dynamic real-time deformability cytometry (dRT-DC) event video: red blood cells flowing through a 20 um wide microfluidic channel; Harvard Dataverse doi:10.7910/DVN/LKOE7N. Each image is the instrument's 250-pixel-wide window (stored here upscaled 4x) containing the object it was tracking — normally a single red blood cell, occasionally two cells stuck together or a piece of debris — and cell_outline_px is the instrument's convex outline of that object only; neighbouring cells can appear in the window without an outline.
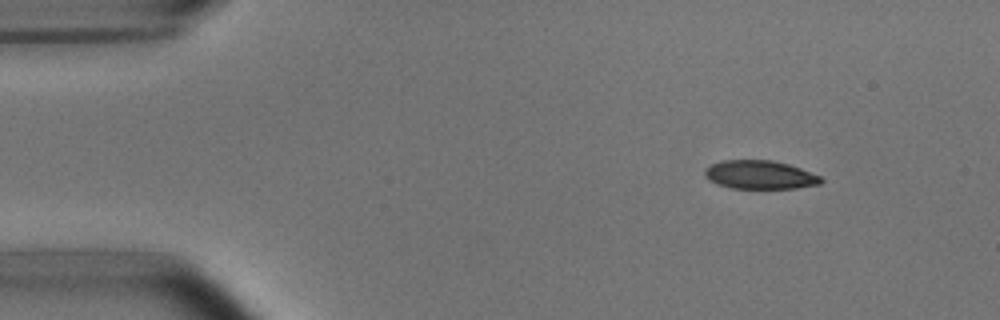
{"species": "common noctule bat (a hibernating species)", "species_latin": "Nyctalus noctula", "temperature_condition": "room temperature", "stored_images_in_passage": 5, "camera_frame_rate_fps": 3000, "um_per_image_px": 0.085, "animal": {"sex": "male", "body_mass_g": 15.6}, "frame": {"image": 1, "passage_image": 1, "time_ms": 0.0, "image_size_px": [1000, 320], "cell_outline_px": [[824, 180], [820, 184], [796, 188], [732, 188], [716, 184], [708, 180], [704, 176], [704, 168], [712, 164], [724, 160], [772, 160], [788, 164], [800, 168], [820, 176]], "centroid_in_image_um": [64.56, 14.86], "position_along_channel_um": 20.4, "area_um2": 19.36}}
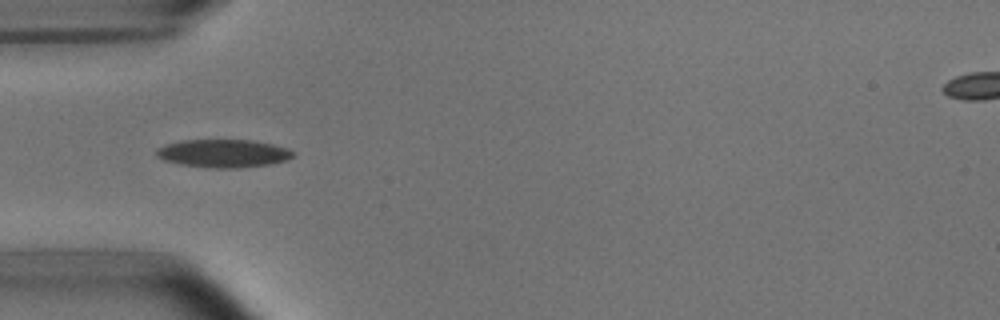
{"frame": {"image": 2, "passage_image": 4, "time_ms": 3.333, "image_size_px": [1000, 320], "cell_outline_px": [[296, 152], [288, 160], [272, 164], [236, 168], [208, 168], [180, 164], [164, 160], [156, 156], [156, 148], [164, 144], [180, 140], [252, 140], [272, 144], [288, 148]], "centroid_in_image_um": [18.98, 13.04], "position_along_channel_um": 66.0, "area_um2": 22.6}}